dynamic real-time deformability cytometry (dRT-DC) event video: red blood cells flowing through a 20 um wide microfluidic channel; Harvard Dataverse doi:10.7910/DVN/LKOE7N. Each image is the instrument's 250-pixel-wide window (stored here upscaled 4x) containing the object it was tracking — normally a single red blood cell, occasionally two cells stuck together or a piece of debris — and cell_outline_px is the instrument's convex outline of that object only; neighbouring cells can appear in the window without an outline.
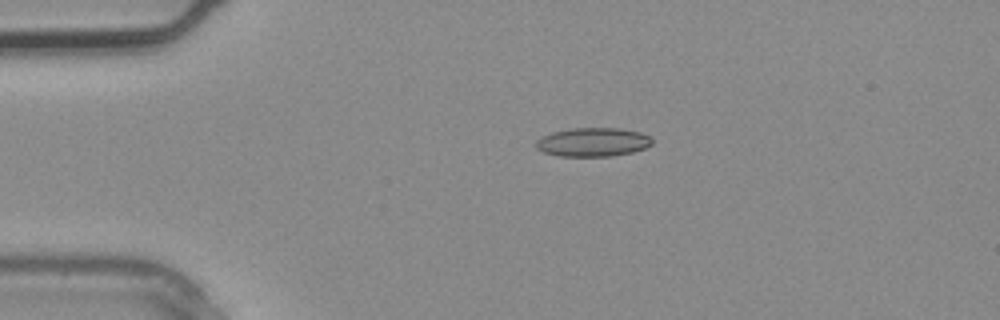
{"species": "common noctule bat (a hibernating species)", "species_latin": "Nyctalus noctula", "temperature_condition": "warm", "stored_images_in_passage": 3, "camera_frame_rate_fps": 3000, "um_per_image_px": 0.085, "animal": {"sex": "male", "body_mass_g": 20.4}, "frame": {"image": 1, "passage_image": 2, "time_ms": 0.333, "image_size_px": [1000, 320], "cell_outline_px": [[652, 144], [644, 148], [632, 152], [612, 156], [560, 156], [544, 152], [536, 148], [536, 140], [552, 132], [572, 128], [620, 128], [640, 132], [648, 136], [652, 140]], "centroid_in_image_um": [50.39, 12.08], "position_along_channel_um": 34.6, "area_um2": 19.36}}